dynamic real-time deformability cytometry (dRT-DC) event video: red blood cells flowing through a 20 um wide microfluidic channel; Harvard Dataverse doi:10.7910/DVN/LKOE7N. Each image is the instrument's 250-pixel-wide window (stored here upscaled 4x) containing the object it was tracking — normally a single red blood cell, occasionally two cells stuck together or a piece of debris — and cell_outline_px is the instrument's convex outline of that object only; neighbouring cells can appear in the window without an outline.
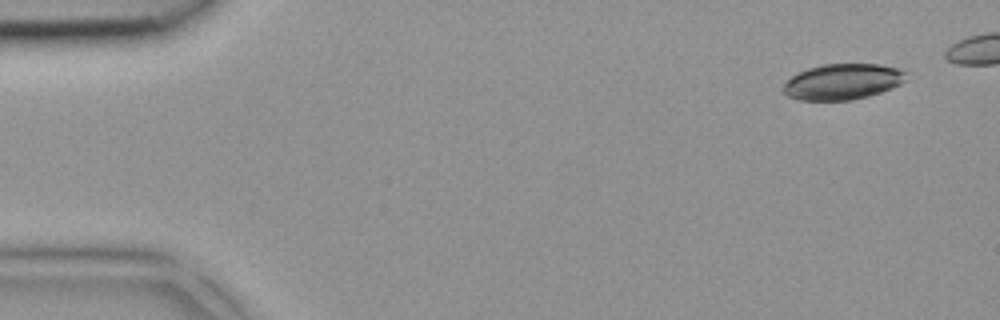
{"species": "common noctule bat (a hibernating species)", "species_latin": "Nyctalus noctula", "temperature_condition": "room temperature", "stored_images_in_passage": 6, "camera_frame_rate_fps": 3000, "um_per_image_px": 0.085, "animal": {"sex": "female", "body_mass_g": 18.4}, "frame": {"image": 1, "passage_image": 1, "time_ms": 0.0, "image_size_px": [1000, 320], "cell_outline_px": [[904, 80], [900, 84], [892, 88], [868, 96], [852, 100], [800, 100], [788, 96], [784, 92], [784, 84], [796, 72], [820, 64], [880, 64], [896, 68], [904, 72]], "centroid_in_image_um": [71.58, 6.94], "position_along_channel_um": 13.4, "area_um2": 25.43}}
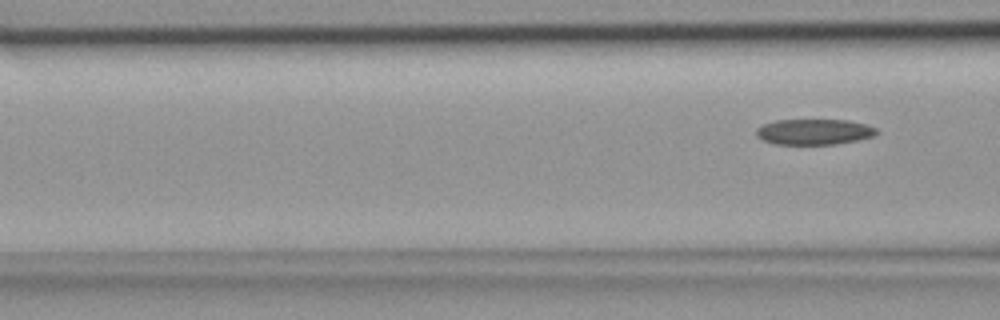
{"frame": {"image": 2, "passage_image": 6, "time_ms": 1.667, "image_size_px": [1000, 320], "cell_outline_px": [[880, 132], [872, 136], [860, 140], [836, 144], [772, 144], [760, 140], [756, 136], [756, 128], [764, 124], [776, 120], [848, 120], [864, 124], [876, 128]], "centroid_in_image_um": [69.17, 11.21], "position_along_channel_um": 97.4, "area_um2": 18.15}}